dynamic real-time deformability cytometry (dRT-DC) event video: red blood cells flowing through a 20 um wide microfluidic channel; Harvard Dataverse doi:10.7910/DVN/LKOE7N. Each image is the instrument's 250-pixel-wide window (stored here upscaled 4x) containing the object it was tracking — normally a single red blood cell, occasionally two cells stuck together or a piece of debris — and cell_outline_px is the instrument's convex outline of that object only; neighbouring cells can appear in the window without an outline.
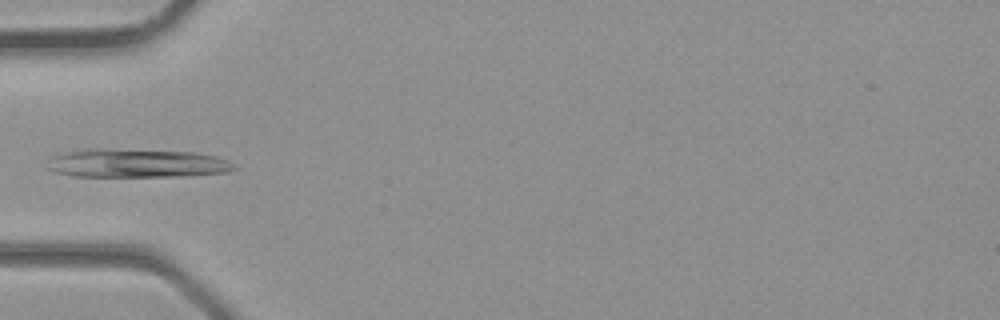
{"species": "common noctule bat (a hibernating species)", "species_latin": "Nyctalus noctula", "temperature_condition": "room temperature", "stored_images_in_passage": 4, "camera_frame_rate_fps": 3000, "um_per_image_px": 0.085, "animal": {"sex": "male", "body_mass_g": 23.1, "forearm_length_mm": 52.7}, "frame": {"image": 1, "passage_image": 4, "time_ms": 1.0, "image_size_px": [1000, 320], "cell_outline_px": [[240, 168], [228, 172], [188, 176], [72, 176], [56, 172], [44, 168], [52, 156], [64, 152], [84, 148], [100, 148], [196, 152], [216, 156], [228, 160]], "centroid_in_image_um": [11.62, 13.87], "position_along_channel_um": 73.4, "area_um2": 31.67}}